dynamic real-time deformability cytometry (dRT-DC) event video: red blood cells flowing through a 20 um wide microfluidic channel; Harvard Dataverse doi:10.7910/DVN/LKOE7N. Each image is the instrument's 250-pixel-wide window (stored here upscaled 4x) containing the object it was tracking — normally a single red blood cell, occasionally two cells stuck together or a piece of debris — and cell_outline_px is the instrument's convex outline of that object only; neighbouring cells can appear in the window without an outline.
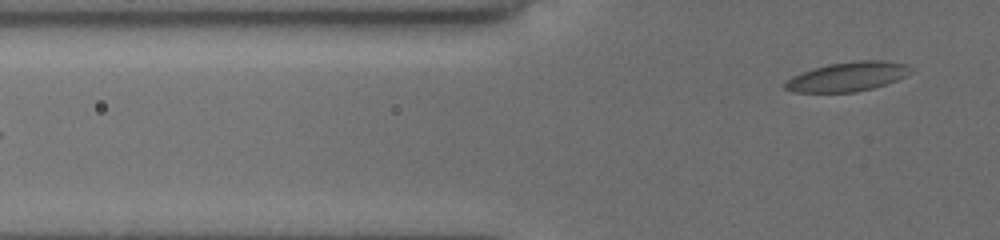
{"species": "common noctule bat (a hibernating species)", "species_latin": "Nyctalus noctula", "temperature_condition": "cold", "stored_images_in_passage": 4, "camera_frame_rate_fps": 3000, "um_per_image_px": 0.085, "animal": {"sex": "female", "body_mass_g": 19.5, "forearm_length_mm": 54.1}, "frame": {"image": 1, "passage_image": 4, "time_ms": 2.667, "image_size_px": [1000, 240], "cell_outline_px": [[908, 72], [904, 76], [896, 80], [872, 88], [856, 92], [792, 92], [784, 88], [784, 84], [792, 76], [828, 64], [860, 60], [884, 60], [904, 64]], "centroid_in_image_um": [71.98, 6.52], "position_along_channel_um": 53.8, "area_um2": 20.87}}